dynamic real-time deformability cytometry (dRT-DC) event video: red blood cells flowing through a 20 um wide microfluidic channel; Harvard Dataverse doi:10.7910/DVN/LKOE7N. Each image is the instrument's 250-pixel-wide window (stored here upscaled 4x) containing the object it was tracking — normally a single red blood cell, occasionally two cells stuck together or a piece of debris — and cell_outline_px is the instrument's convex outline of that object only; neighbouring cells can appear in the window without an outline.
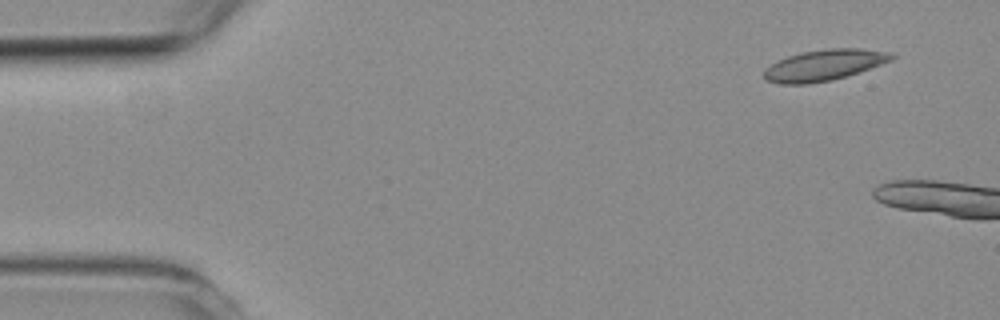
{"species": "common noctule bat (a hibernating species)", "species_latin": "Nyctalus noctula", "temperature_condition": "room temperature", "stored_images_in_passage": 2, "camera_frame_rate_fps": 3000, "um_per_image_px": 0.085, "animal": {"sex": "female", "body_mass_g": 19.3, "forearm_length_mm": 54.1}, "frame": {"image": 1, "passage_image": 1, "time_ms": 0.0, "image_size_px": [1000, 320], "cell_outline_px": [[896, 56], [892, 60], [832, 80], [808, 84], [780, 84], [764, 80], [764, 68], [788, 56], [804, 52], [828, 48], [860, 48], [892, 52]], "centroid_in_image_um": [70.03, 5.53], "position_along_channel_um": 15.0, "area_um2": 22.83}}